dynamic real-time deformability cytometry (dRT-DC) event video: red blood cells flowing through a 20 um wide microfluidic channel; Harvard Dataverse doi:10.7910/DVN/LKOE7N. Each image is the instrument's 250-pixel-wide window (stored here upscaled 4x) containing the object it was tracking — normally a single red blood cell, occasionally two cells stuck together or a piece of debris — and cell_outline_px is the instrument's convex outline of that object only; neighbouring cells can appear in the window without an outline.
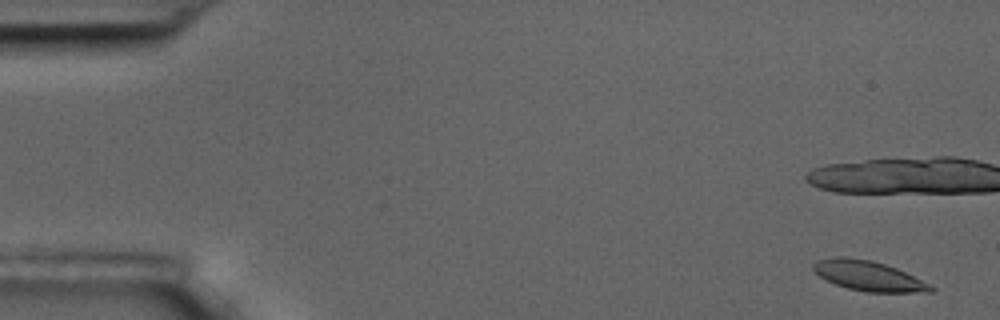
{"species": "common noctule bat (a hibernating species)", "species_latin": "Nyctalus noctula", "temperature_condition": "room temperature", "stored_images_in_passage": 13, "camera_frame_rate_fps": 3000, "um_per_image_px": 0.085, "animal": {"sex": "male", "body_mass_g": 17.5, "forearm_length_mm": 52.3}, "frame": {"image": 1, "passage_image": 1, "time_ms": 0.0, "image_size_px": [1000, 320], "cell_outline_px": [[936, 288], [932, 292], [868, 292], [848, 288], [836, 284], [820, 276], [812, 268], [812, 264], [816, 260], [836, 256], [844, 256], [872, 260], [896, 268]], "centroid_in_image_um": [73.78, 23.43], "position_along_channel_um": 11.2, "area_um2": 20.23}}